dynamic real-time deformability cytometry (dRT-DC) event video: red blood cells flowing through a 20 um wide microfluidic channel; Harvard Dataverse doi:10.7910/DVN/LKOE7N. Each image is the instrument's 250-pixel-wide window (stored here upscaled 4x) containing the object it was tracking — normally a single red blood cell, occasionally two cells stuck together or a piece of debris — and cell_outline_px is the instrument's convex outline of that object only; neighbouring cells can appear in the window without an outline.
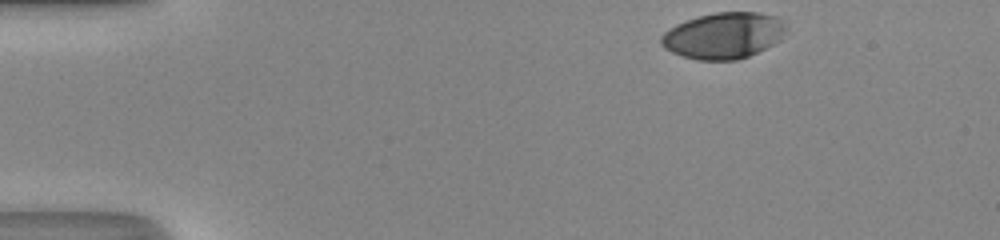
{"species": "human", "species_latin": "Homo sapiens", "temperature_condition": "room temperature", "stored_images_in_passage": 34, "camera_frame_rate_fps": 3000, "um_per_image_px": 0.085, "donor": {"sex": "male"}, "frame": {"image": 1, "passage_image": 1, "time_ms": 0.0, "image_size_px": [1000, 240], "cell_outline_px": [[788, 28], [780, 40], [748, 56], [736, 60], [696, 60], [672, 52], [664, 48], [660, 44], [660, 36], [664, 32], [676, 24], [696, 16], [716, 12], [756, 12], [776, 16], [788, 24]], "centroid_in_image_um": [61.51, 3.01], "position_along_channel_um": 23.5, "area_um2": 33.81}}
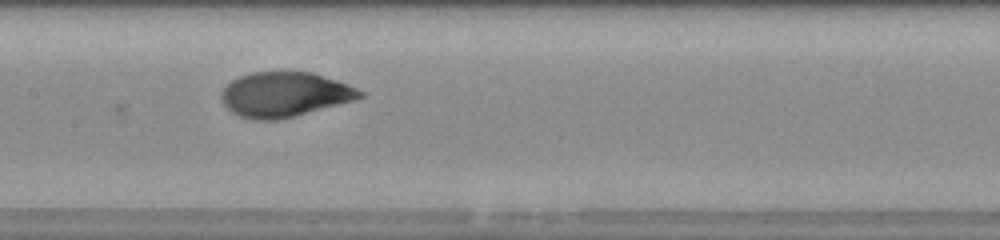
{"frame": {"image": 2, "passage_image": 19, "time_ms": 6.0, "image_size_px": [1000, 240], "cell_outline_px": [[364, 96], [356, 100], [276, 120], [256, 120], [240, 116], [232, 112], [224, 104], [220, 96], [220, 92], [232, 80], [240, 76], [252, 72], [312, 72], [348, 84], [364, 92]], "centroid_in_image_um": [24.19, 8.02], "position_along_channel_um": 183.2, "area_um2": 35.89}}
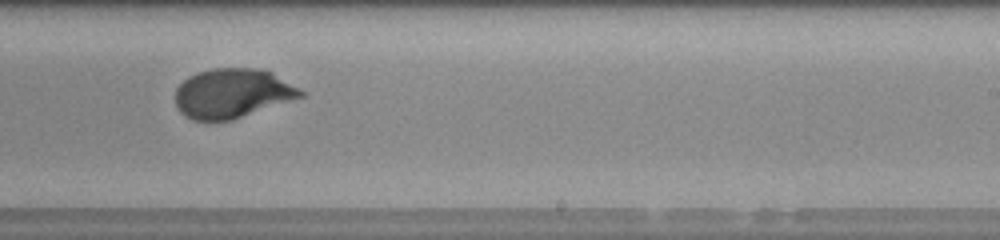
{"frame": {"image": 3, "passage_image": 25, "time_ms": 8.0, "image_size_px": [1000, 240], "cell_outline_px": [[304, 96], [232, 120], [192, 120], [184, 116], [180, 112], [176, 104], [176, 88], [188, 76], [196, 72], [212, 68], [260, 68], [272, 72], [304, 92]], "centroid_in_image_um": [19.72, 7.92], "position_along_channel_um": 269.3, "area_um2": 36.01}, "authors_computed_cell_mechanics": {"area_um2": 36.0094, "velocity_mm_per_s": 4.3181, "shape_relaxation_time_tau1_ms": 3.15, "shape_relaxation_time_tau2_ms": null, "deformation_change_tau1": 0.1943, "deformation_change_tau2": null}}